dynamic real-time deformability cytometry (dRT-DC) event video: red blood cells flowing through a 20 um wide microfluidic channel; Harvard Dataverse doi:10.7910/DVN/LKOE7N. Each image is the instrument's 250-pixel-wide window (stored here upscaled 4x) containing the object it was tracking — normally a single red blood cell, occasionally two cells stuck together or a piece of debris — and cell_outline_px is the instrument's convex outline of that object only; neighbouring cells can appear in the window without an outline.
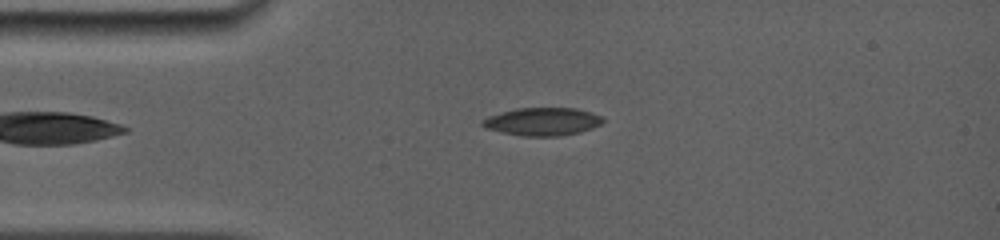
{"species": "common noctule bat (a hibernating species)", "species_latin": "Nyctalus noctula", "temperature_condition": "room temperature", "stored_images_in_passage": 34, "camera_frame_rate_fps": 5000, "um_per_image_px": 0.085, "animal": {"sex": "female", "body_mass_g": 19.0, "forearm_length_mm": 56.7}, "frame": {"image": 1, "passage_image": 1, "time_ms": 0.0, "image_size_px": [1000, 240], "cell_outline_px": [[604, 120], [600, 124], [592, 128], [580, 132], [560, 136], [520, 136], [484, 128], [480, 124], [480, 120], [488, 116], [500, 112], [516, 108], [576, 108], [592, 112], [600, 116]], "centroid_in_image_um": [46.06, 10.33], "position_along_channel_um": 38.9, "area_um2": 19.77}}
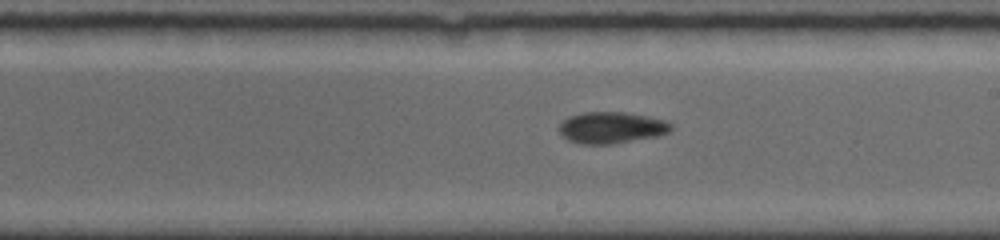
{"frame": {"image": 2, "passage_image": 16, "time_ms": 5.6, "image_size_px": [1000, 240], "cell_outline_px": [[672, 128], [668, 132], [660, 136], [612, 144], [580, 144], [568, 140], [560, 132], [560, 124], [568, 116], [584, 112], [624, 112], [664, 120], [672, 124]], "centroid_in_image_um": [51.97, 10.86], "position_along_channel_um": 237.0, "area_um2": 20.46}}
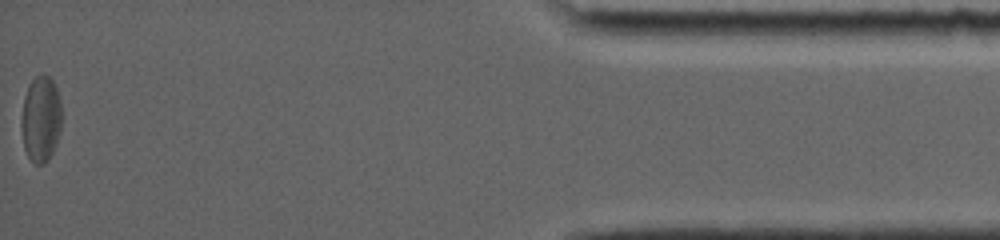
{"frame": {"image": 3, "passage_image": 34, "time_ms": 12.4, "image_size_px": [1000, 240], "cell_outline_px": [[60, 132], [56, 144], [48, 160], [40, 164], [36, 164], [28, 156], [24, 148], [20, 128], [20, 120], [24, 96], [28, 84], [36, 76], [48, 76], [52, 80], [56, 88], [60, 100]], "centroid_in_image_um": [3.44, 10.12], "position_along_channel_um": 431.8, "area_um2": 20.17}, "authors_computed_cell_mechanics": {"area_um2": 20.2589, "velocity_mm_per_s": 3.9081, "shape_relaxation_time_tau1_ms": 3.8466, "shape_relaxation_time_tau2_ms": 7.9529, "deformation_change_tau1": 0.0786, "deformation_change_tau2": 0.1293}}